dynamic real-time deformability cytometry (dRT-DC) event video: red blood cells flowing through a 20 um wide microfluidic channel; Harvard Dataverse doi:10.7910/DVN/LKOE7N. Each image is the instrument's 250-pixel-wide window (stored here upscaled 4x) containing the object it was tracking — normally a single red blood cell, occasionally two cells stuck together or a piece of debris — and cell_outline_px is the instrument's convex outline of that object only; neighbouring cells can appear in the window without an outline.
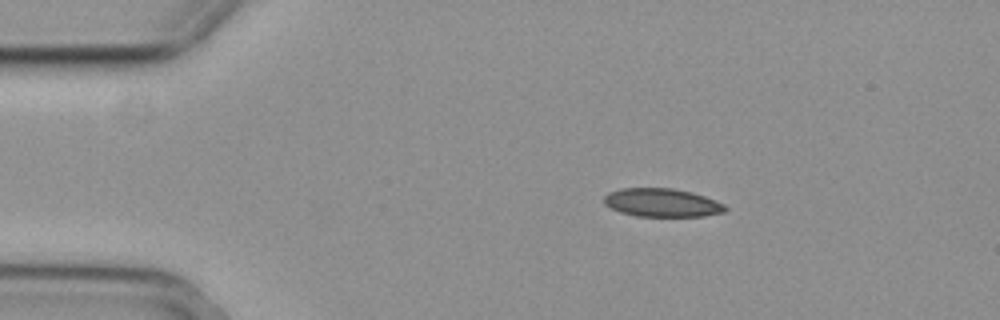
{"species": "common noctule bat (a hibernating species)", "species_latin": "Nyctalus noctula", "temperature_condition": "cold", "stored_images_in_passage": 11, "camera_frame_rate_fps": 3000, "um_per_image_px": 0.085, "animal": {"sex": "female", "body_mass_g": 29.2, "forearm_length_mm": 56.3}, "frame": {"image": 1, "passage_image": 1, "time_ms": 0.0, "image_size_px": [1000, 320], "cell_outline_px": [[728, 208], [724, 212], [704, 216], [636, 216], [620, 212], [604, 204], [604, 196], [608, 192], [620, 188], [672, 188], [692, 192], [716, 200], [724, 204]], "centroid_in_image_um": [56.27, 17.22], "position_along_channel_um": 28.7, "area_um2": 20.11}}
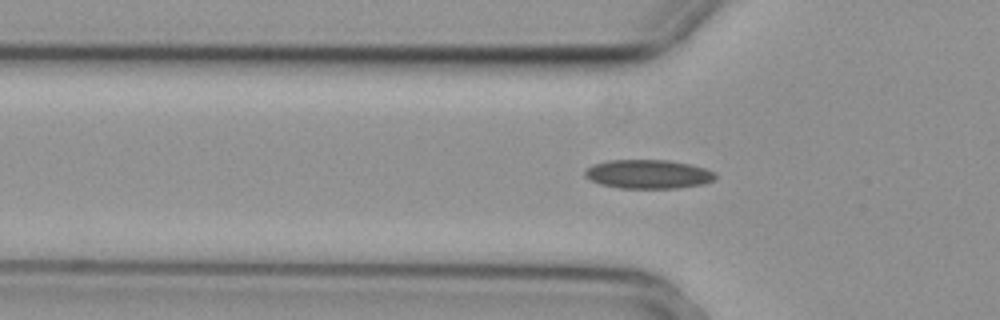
{"frame": {"image": 2, "passage_image": 9, "time_ms": 2.667, "image_size_px": [1000, 320], "cell_outline_px": [[716, 176], [712, 180], [704, 184], [676, 188], [620, 188], [600, 184], [588, 180], [584, 176], [584, 168], [592, 164], [608, 160], [668, 160], [688, 164], [704, 168], [716, 172]], "centroid_in_image_um": [55.03, 14.8], "position_along_channel_um": 70.8, "area_um2": 22.14}}